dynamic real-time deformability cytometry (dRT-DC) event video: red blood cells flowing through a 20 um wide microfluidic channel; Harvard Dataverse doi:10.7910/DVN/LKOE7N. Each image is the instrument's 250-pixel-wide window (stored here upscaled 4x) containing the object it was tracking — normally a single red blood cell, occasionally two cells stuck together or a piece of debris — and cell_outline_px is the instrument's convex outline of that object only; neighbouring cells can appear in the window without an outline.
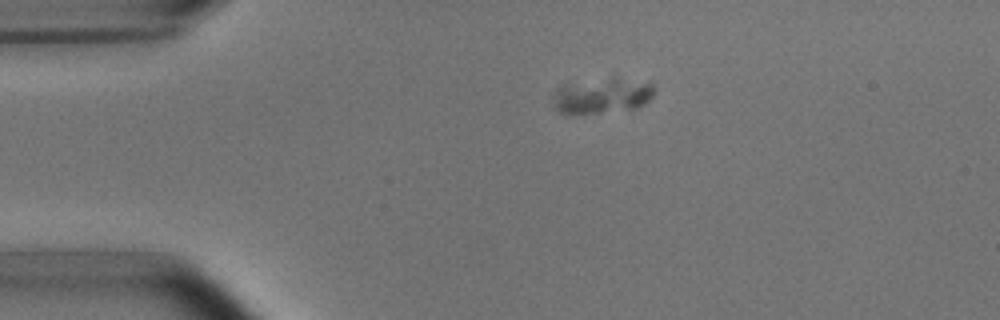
{"species": "common noctule bat (a hibernating species)", "species_latin": "Nyctalus noctula", "temperature_condition": "room temperature", "stored_images_in_passage": 12, "camera_frame_rate_fps": 3000, "um_per_image_px": 0.085, "animal": {"sex": "male", "body_mass_g": 15.6}, "frame": {"image": 1, "passage_image": 1, "time_ms": 0.0, "image_size_px": [1000, 320], "cell_outline_px": [[652, 96], [644, 104], [636, 108], [600, 112], [560, 112], [556, 108], [556, 92], [564, 84], [612, 76], [616, 76], [652, 84]], "centroid_in_image_um": [51.24, 8.08], "position_along_channel_um": 33.8, "area_um2": 20.23}}
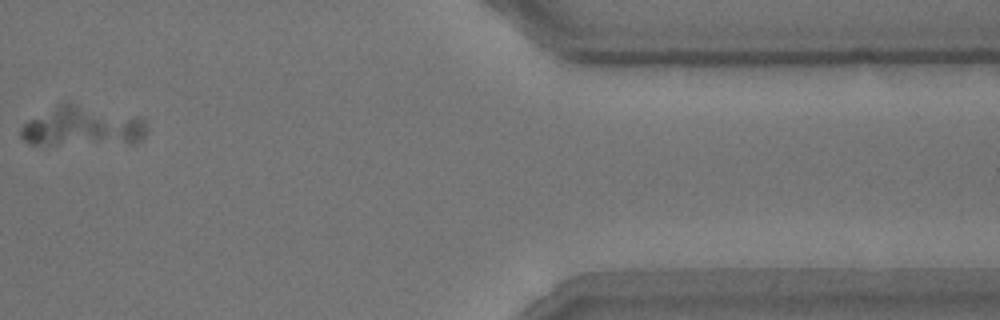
{"frame": {"image": 2, "passage_image": 11, "time_ms": 12.667, "image_size_px": [1000, 320], "cell_outline_px": [[148, 128], [144, 140], [136, 144], [32, 144], [24, 140], [20, 136], [20, 128], [28, 120], [68, 100], [140, 116], [148, 120]], "centroid_in_image_um": [7.15, 10.73], "position_along_channel_um": 404.2, "area_um2": 30.52}}